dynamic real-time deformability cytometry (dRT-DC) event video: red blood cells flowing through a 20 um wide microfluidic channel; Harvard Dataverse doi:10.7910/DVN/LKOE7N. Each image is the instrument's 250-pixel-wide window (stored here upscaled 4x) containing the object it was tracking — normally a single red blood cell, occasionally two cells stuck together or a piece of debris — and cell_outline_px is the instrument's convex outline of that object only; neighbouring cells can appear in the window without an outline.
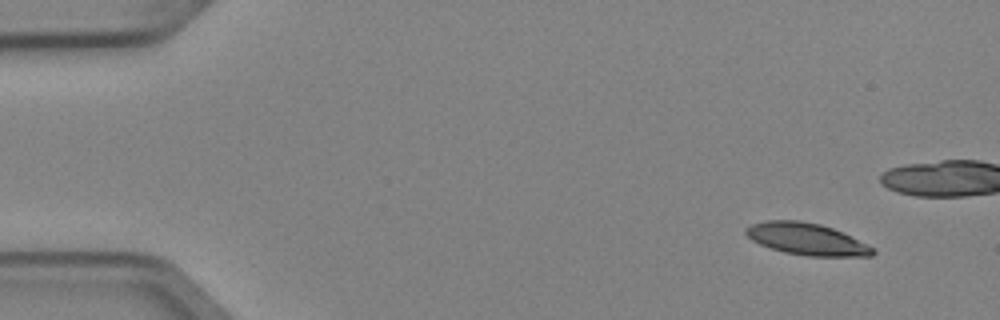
{"species": "Egyptian fruit bat (a non-hibernating species)", "species_latin": "Rousettus aegyptiacus", "temperature_condition": "cold", "stored_images_in_passage": 5, "camera_frame_rate_fps": 3000, "um_per_image_px": 0.085, "animal": {"sex": "female"}, "frame": {"image": 1, "passage_image": 1, "time_ms": 0.0, "image_size_px": [1000, 320], "cell_outline_px": [[876, 252], [872, 256], [808, 256], [784, 252], [760, 244], [752, 240], [744, 232], [752, 224], [768, 220], [800, 220], [820, 224], [844, 232], [876, 248]], "centroid_in_image_um": [68.63, 20.32], "position_along_channel_um": 16.4, "area_um2": 23.58}}